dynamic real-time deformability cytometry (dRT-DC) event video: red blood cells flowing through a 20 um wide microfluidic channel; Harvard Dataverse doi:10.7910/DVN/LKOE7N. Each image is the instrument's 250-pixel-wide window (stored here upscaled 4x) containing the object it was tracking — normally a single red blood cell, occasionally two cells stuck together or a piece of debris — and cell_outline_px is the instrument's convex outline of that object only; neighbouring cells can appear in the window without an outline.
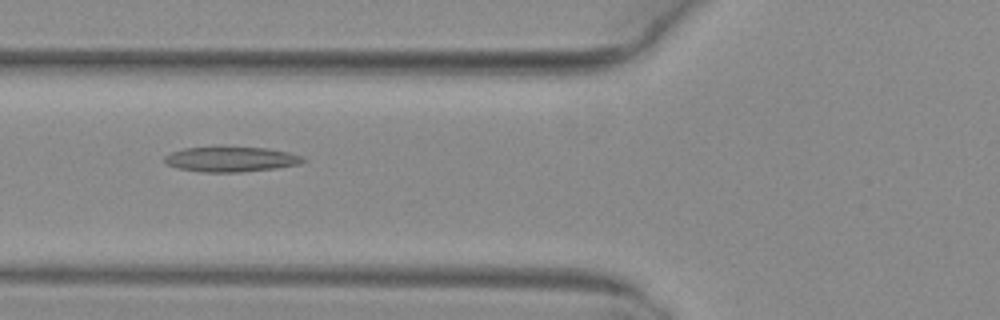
{"species": "common noctule bat (a hibernating species)", "species_latin": "Nyctalus noctula", "temperature_condition": "warm", "stored_images_in_passage": 23, "camera_frame_rate_fps": 3000, "um_per_image_px": 0.085, "animal": {"sex": "female", "body_mass_g": 29.2, "forearm_length_mm": 56.3}, "frame": {"image": 1, "passage_image": 7, "time_ms": 2.0, "image_size_px": [1000, 320], "cell_outline_px": [[308, 160], [300, 164], [276, 168], [240, 172], [200, 172], [176, 168], [168, 164], [164, 160], [164, 156], [172, 152], [184, 148], [268, 148], [288, 152], [304, 156]], "centroid_in_image_um": [19.68, 13.55], "position_along_channel_um": 106.1, "area_um2": 20.06}}
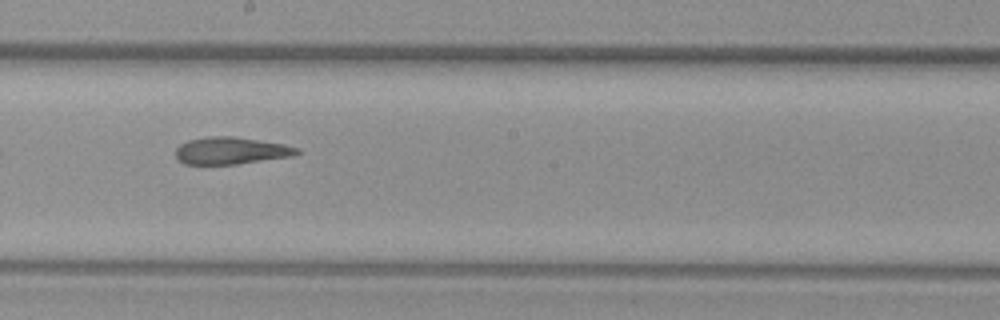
{"frame": {"image": 2, "passage_image": 16, "time_ms": 5.0, "image_size_px": [1000, 320], "cell_outline_px": [[300, 152], [292, 156], [236, 164], [184, 164], [176, 156], [176, 148], [180, 144], [188, 140], [208, 136], [232, 136], [284, 144], [300, 148]], "centroid_in_image_um": [19.63, 12.8], "position_along_channel_um": 228.6, "area_um2": 19.07}}
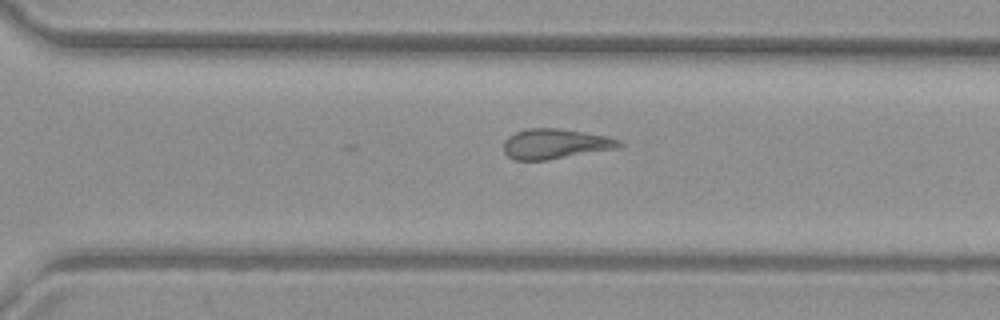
{"frame": {"image": 3, "passage_image": 23, "time_ms": 7.333, "image_size_px": [1000, 320], "cell_outline_px": [[624, 144], [620, 148], [548, 160], [512, 160], [504, 152], [504, 140], [508, 136], [516, 132], [528, 128], [560, 128], [584, 132], [604, 136], [620, 140]], "centroid_in_image_um": [47.2, 12.23], "position_along_channel_um": 323.4, "area_um2": 20.4}}